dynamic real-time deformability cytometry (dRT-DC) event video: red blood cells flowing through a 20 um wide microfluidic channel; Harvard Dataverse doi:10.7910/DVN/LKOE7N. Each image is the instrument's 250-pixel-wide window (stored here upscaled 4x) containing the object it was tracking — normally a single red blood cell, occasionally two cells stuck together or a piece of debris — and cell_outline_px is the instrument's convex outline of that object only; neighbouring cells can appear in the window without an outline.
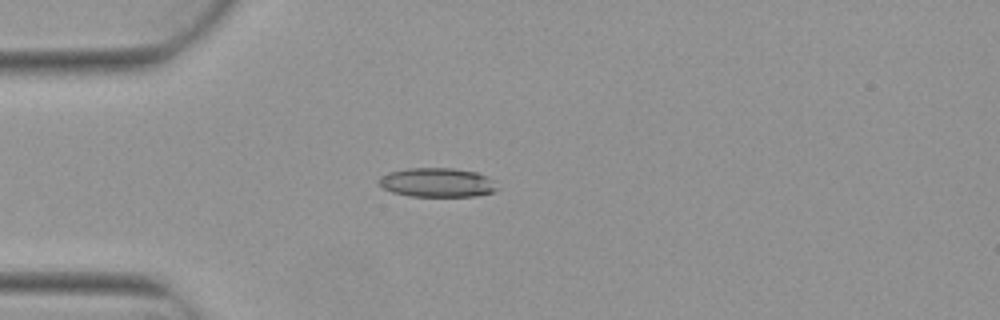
{"species": "Egyptian fruit bat (a non-hibernating species)", "species_latin": "Rousettus aegyptiacus", "temperature_condition": "warm", "stored_images_in_passage": 4, "camera_frame_rate_fps": 3000, "um_per_image_px": 0.085, "animal": {"sex": "female"}, "frame": {"image": 1, "passage_image": 3, "time_ms": 0.667, "image_size_px": [1000, 320], "cell_outline_px": [[500, 188], [492, 192], [476, 196], [408, 196], [392, 192], [376, 184], [380, 176], [388, 172], [408, 168], [452, 168], [476, 172], [488, 176]], "centroid_in_image_um": [37.14, 15.51], "position_along_channel_um": 47.9, "area_um2": 20.29}}